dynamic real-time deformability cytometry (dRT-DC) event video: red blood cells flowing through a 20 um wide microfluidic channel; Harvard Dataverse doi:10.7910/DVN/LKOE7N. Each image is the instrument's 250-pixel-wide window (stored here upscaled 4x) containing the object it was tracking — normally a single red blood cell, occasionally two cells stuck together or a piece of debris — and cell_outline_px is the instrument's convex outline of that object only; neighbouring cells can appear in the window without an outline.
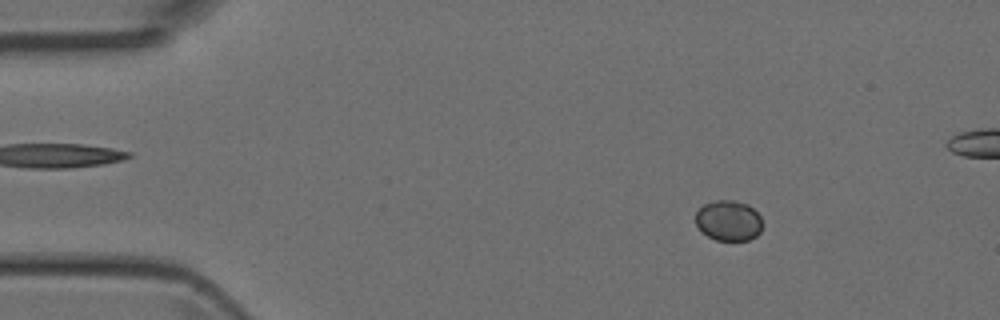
{"species": "Egyptian fruit bat (a non-hibernating species)", "species_latin": "Rousettus aegyptiacus", "temperature_condition": "room temperature", "stored_images_in_passage": 49, "camera_frame_rate_fps": 3000, "um_per_image_px": 0.085, "animal": {"sex": "female"}, "frame": {"image": 1, "passage_image": 7, "time_ms": 2.0, "image_size_px": [1000, 320], "cell_outline_px": [[764, 224], [760, 232], [756, 236], [748, 240], [716, 240], [700, 232], [696, 224], [696, 212], [704, 204], [716, 200], [732, 200], [748, 204], [760, 216]], "centroid_in_image_um": [61.93, 18.76], "position_along_channel_um": 23.1, "area_um2": 15.9}}
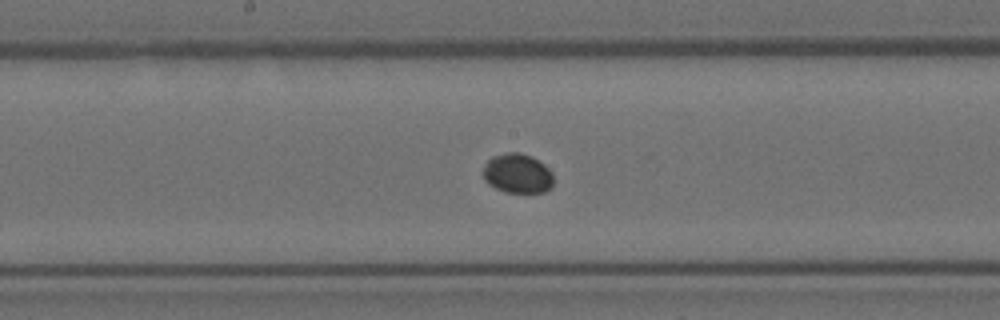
{"frame": {"image": 2, "passage_image": 25, "time_ms": 8.0, "image_size_px": [1000, 320], "cell_outline_px": [[552, 188], [544, 192], [504, 192], [488, 184], [484, 180], [484, 164], [492, 156], [508, 152], [520, 152], [532, 156], [544, 164], [552, 172]], "centroid_in_image_um": [43.99, 14.74], "position_along_channel_um": 204.2, "area_um2": 16.3}}
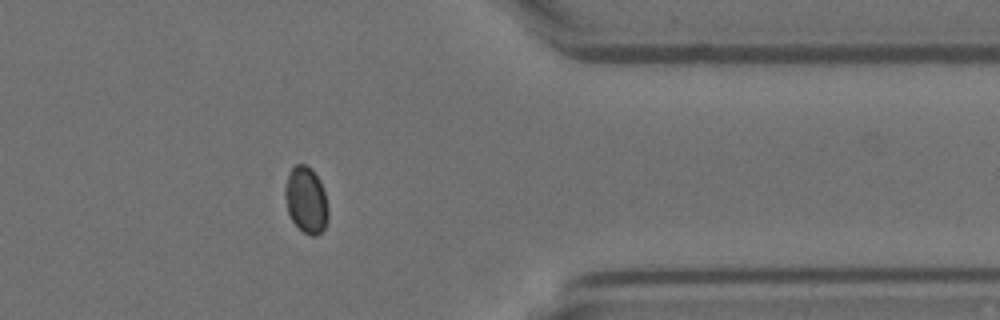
{"frame": {"image": 3, "passage_image": 39, "time_ms": 12.667, "image_size_px": [1000, 320], "cell_outline_px": [[328, 220], [324, 228], [316, 236], [312, 236], [304, 232], [292, 220], [288, 212], [284, 196], [284, 188], [288, 172], [296, 164], [304, 164], [312, 168], [320, 180], [324, 192], [328, 208]], "centroid_in_image_um": [26.01, 16.97], "position_along_channel_um": 385.4, "area_um2": 16.76}}